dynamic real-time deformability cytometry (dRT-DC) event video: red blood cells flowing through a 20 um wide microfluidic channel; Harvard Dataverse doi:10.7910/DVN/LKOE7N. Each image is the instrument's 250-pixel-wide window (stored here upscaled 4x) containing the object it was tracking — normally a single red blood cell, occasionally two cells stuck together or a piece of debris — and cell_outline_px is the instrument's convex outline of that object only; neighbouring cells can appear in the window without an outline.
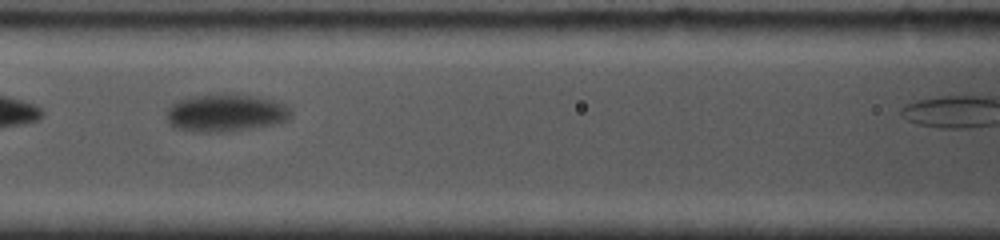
{"species": "common noctule bat (a hibernating species)", "species_latin": "Nyctalus noctula", "temperature_condition": "cold", "stored_images_in_passage": 6, "segment_of_instrument_passage": [1, 2], "camera_frame_rate_fps": 5000, "um_per_image_px": 0.085, "animal": {"sex": "female", "body_mass_g": 19.0, "forearm_length_mm": 53.3}, "frame": {"image": 1, "passage_image": 4, "time_ms": 3.2, "image_size_px": [1000, 240], "cell_outline_px": [[292, 116], [288, 120], [272, 124], [224, 132], [192, 132], [176, 128], [168, 124], [168, 108], [176, 100], [192, 96], [252, 96], [272, 100], [284, 104], [292, 108]], "centroid_in_image_um": [19.17, 9.63], "position_along_channel_um": 147.4, "area_um2": 26.65}}
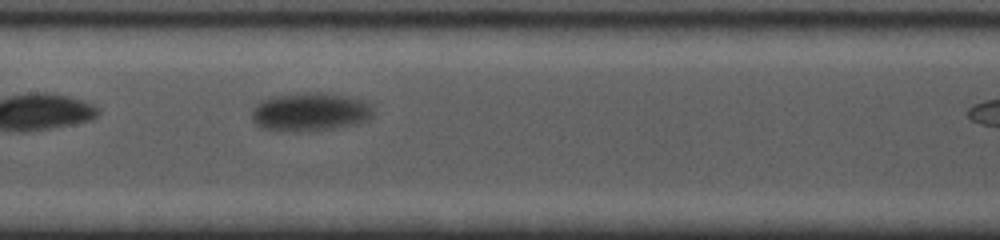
{"frame": {"image": 2, "passage_image": 5, "time_ms": 4.2, "image_size_px": [1000, 240], "cell_outline_px": [[372, 116], [368, 120], [356, 124], [340, 128], [308, 132], [280, 132], [260, 128], [252, 120], [252, 108], [260, 100], [272, 96], [296, 92], [324, 92], [364, 100], [372, 104]], "centroid_in_image_um": [26.33, 9.53], "position_along_channel_um": 181.1, "area_um2": 28.21}}